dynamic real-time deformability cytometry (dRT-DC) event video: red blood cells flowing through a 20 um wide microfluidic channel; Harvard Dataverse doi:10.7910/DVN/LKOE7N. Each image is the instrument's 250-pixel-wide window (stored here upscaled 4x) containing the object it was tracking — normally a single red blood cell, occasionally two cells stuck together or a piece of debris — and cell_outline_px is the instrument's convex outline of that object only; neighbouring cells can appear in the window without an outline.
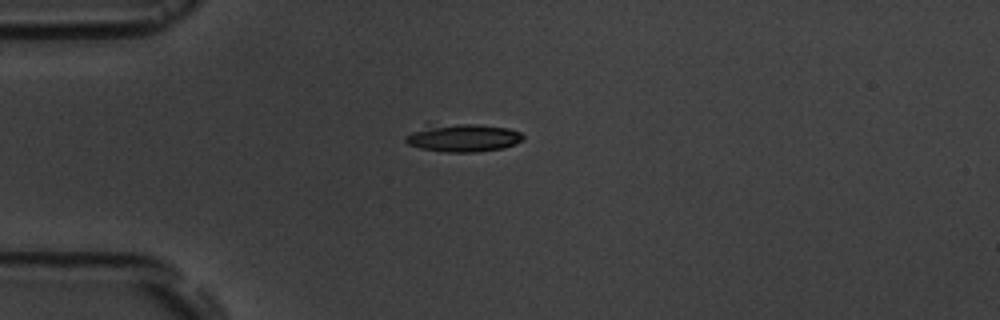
{"species": "common noctule bat (a hibernating species)", "species_latin": "Nyctalus noctula", "temperature_condition": "room temperature", "stored_images_in_passage": 3, "camera_frame_rate_fps": 3000, "um_per_image_px": 0.085, "animal": {"sex": "male", "body_mass_g": 19.5, "forearm_length_mm": 54.6}, "frame": {"image": 1, "passage_image": 1, "time_ms": 0.0, "image_size_px": [1000, 320], "cell_outline_px": [[524, 140], [504, 148], [476, 152], [444, 152], [420, 148], [408, 144], [404, 140], [404, 136], [412, 132], [460, 124], [472, 124], [508, 128], [520, 132], [524, 136]], "centroid_in_image_um": [39.47, 11.76], "position_along_channel_um": 45.5, "area_um2": 18.26}}
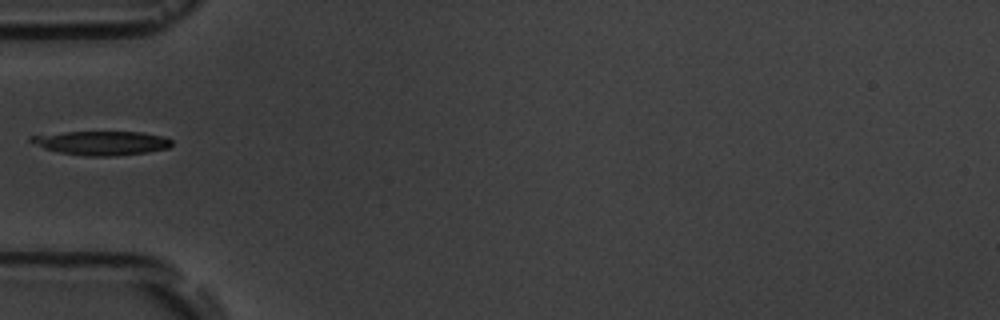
{"frame": {"image": 2, "passage_image": 2, "time_ms": 1.333, "image_size_px": [1000, 320], "cell_outline_px": [[172, 144], [168, 148], [148, 152], [112, 156], [88, 156], [60, 152], [44, 148], [28, 140], [28, 136], [64, 132], [140, 132], [160, 136], [172, 140]], "centroid_in_image_um": [8.62, 12.15], "position_along_channel_um": 76.4, "area_um2": 19.48}}
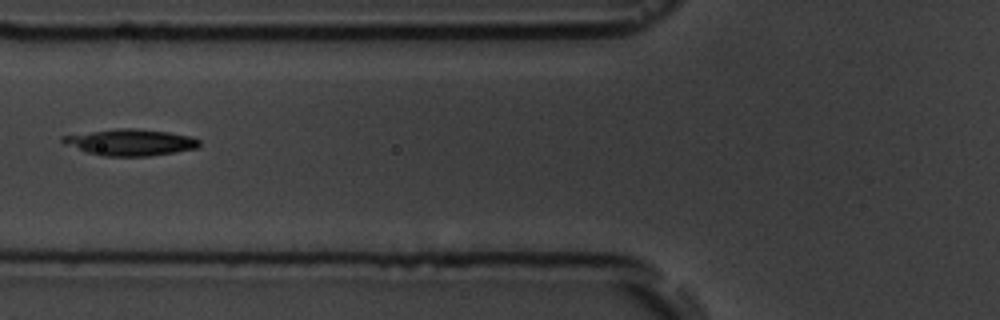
{"frame": {"image": 3, "passage_image": 3, "time_ms": 2.333, "image_size_px": [1000, 320], "cell_outline_px": [[200, 144], [196, 148], [176, 152], [148, 156], [100, 156], [64, 144], [60, 140], [60, 136], [120, 128], [132, 128], [168, 132], [192, 136], [200, 140]], "centroid_in_image_um": [11.09, 12.1], "position_along_channel_um": 114.7, "area_um2": 20.92}}